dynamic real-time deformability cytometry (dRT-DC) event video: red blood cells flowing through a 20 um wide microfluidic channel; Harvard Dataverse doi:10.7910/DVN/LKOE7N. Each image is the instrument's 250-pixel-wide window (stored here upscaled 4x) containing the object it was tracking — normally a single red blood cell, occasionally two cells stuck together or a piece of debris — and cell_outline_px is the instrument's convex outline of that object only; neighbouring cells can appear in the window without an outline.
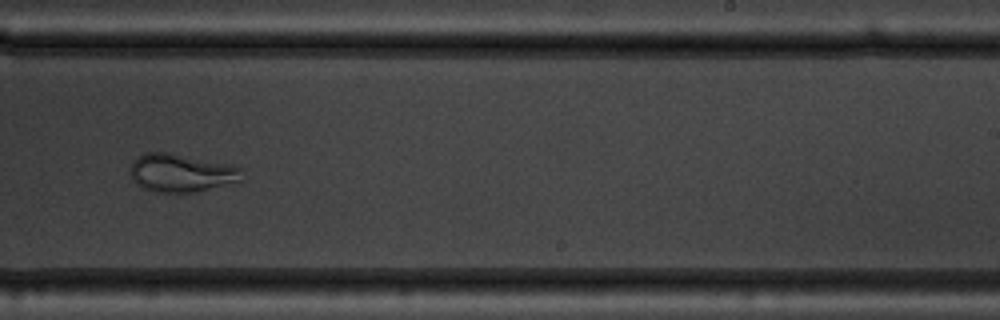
{"species": "common noctule bat (a hibernating species)", "species_latin": "Nyctalus noctula", "temperature_condition": "warm", "stored_images_in_passage": 55, "camera_frame_rate_fps": 3000, "um_per_image_px": 0.085, "animal": {"sex": "male", "body_mass_g": 19.5, "forearm_length_mm": 54.6}, "frame": {"image": 1, "passage_image": 35, "time_ms": 11.333, "image_size_px": [1000, 320], "cell_outline_px": [[244, 180], [196, 192], [156, 192], [144, 188], [136, 184], [132, 180], [132, 160], [144, 152], [168, 152], [240, 168]], "centroid_in_image_um": [15.36, 14.71], "position_along_channel_um": 273.6, "area_um2": 24.33}}
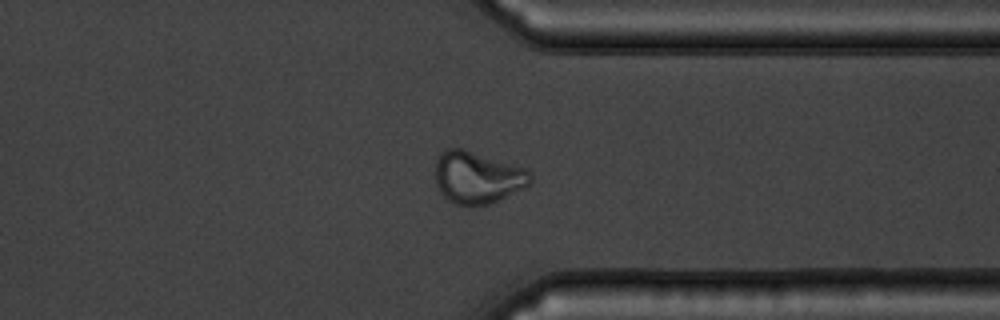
{"frame": {"image": 2, "passage_image": 43, "time_ms": 14.0, "image_size_px": [1000, 320], "cell_outline_px": [[532, 184], [524, 188], [488, 204], [456, 204], [448, 200], [440, 192], [436, 184], [436, 160], [440, 152], [448, 148], [464, 148], [524, 168], [532, 172]], "centroid_in_image_um": [40.59, 15.06], "position_along_channel_um": 370.8, "area_um2": 28.73}}
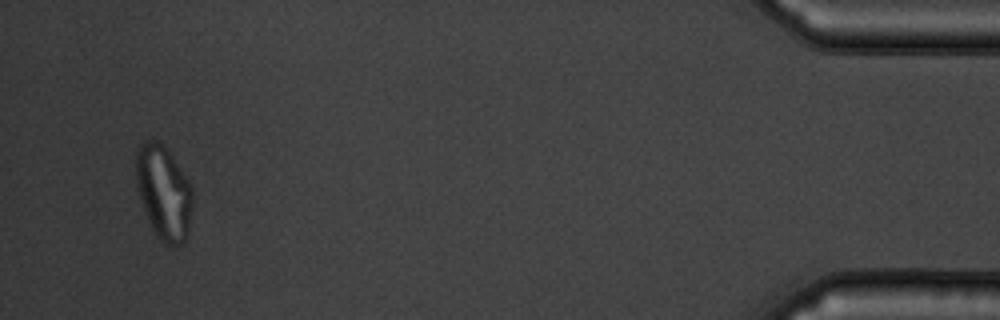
{"frame": {"image": 3, "passage_image": 53, "time_ms": 17.333, "image_size_px": [1000, 320], "cell_outline_px": [[192, 200], [188, 236], [176, 248], [164, 244], [156, 236], [148, 220], [140, 200], [136, 184], [136, 148], [140, 144], [148, 140], [160, 140], [164, 144], [188, 180], [192, 188]], "centroid_in_image_um": [13.9, 16.37], "position_along_channel_um": 421.3, "area_um2": 31.27}, "authors_computed_cell_mechanics": {"area_um2": 29.3046, "velocity_mm_per_s": 3.6736, "shape_relaxation_time_tau1_ms": 6.1349, "shape_relaxation_time_tau2_ms": 1.2106, "deformation_change_tau1": 0.1689, "deformation_change_tau2": 0.0535}}